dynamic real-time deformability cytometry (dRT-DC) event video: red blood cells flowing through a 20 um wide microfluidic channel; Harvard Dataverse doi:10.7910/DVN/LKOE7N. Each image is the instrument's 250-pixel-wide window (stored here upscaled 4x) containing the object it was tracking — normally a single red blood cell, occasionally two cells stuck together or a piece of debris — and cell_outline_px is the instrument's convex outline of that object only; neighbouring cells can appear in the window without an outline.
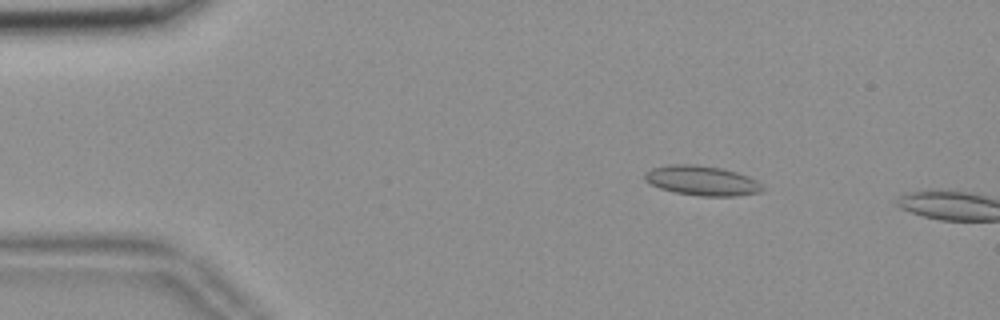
{"species": "common noctule bat (a hibernating species)", "species_latin": "Nyctalus noctula", "temperature_condition": "room temperature", "stored_images_in_passage": 5, "camera_frame_rate_fps": 3000, "um_per_image_px": 0.085, "animal": {"sex": "female", "body_mass_g": 18.4}, "frame": {"image": 1, "passage_image": 3, "time_ms": 0.667, "image_size_px": [1000, 320], "cell_outline_px": [[764, 188], [760, 192], [736, 196], [700, 196], [676, 192], [660, 188], [644, 180], [644, 172], [652, 168], [672, 164], [696, 164], [720, 168], [736, 172], [748, 176], [756, 180]], "centroid_in_image_um": [59.65, 15.35], "position_along_channel_um": 25.4, "area_um2": 20.29}}